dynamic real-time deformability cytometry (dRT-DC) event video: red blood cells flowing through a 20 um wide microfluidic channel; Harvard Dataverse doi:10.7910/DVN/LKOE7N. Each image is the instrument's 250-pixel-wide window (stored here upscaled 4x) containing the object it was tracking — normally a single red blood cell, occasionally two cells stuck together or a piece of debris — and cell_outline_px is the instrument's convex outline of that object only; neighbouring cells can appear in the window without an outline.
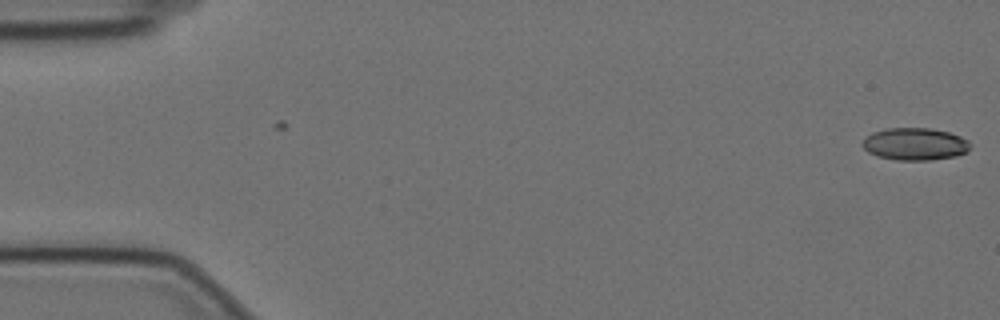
{"species": "Egyptian fruit bat (a non-hibernating species)", "species_latin": "Rousettus aegyptiacus", "temperature_condition": "cold", "stored_images_in_passage": 6, "camera_frame_rate_fps": 3000, "um_per_image_px": 0.085, "animal": {"sex": "female"}, "frame": {"image": 1, "passage_image": 6, "time_ms": 1.667, "image_size_px": [1000, 320], "cell_outline_px": [[972, 144], [968, 152], [956, 156], [928, 160], [896, 160], [876, 156], [868, 152], [860, 144], [872, 132], [888, 128], [928, 128], [948, 132], [960, 136], [968, 140]], "centroid_in_image_um": [77.79, 12.25], "position_along_channel_um": 7.2, "area_um2": 20.4}}